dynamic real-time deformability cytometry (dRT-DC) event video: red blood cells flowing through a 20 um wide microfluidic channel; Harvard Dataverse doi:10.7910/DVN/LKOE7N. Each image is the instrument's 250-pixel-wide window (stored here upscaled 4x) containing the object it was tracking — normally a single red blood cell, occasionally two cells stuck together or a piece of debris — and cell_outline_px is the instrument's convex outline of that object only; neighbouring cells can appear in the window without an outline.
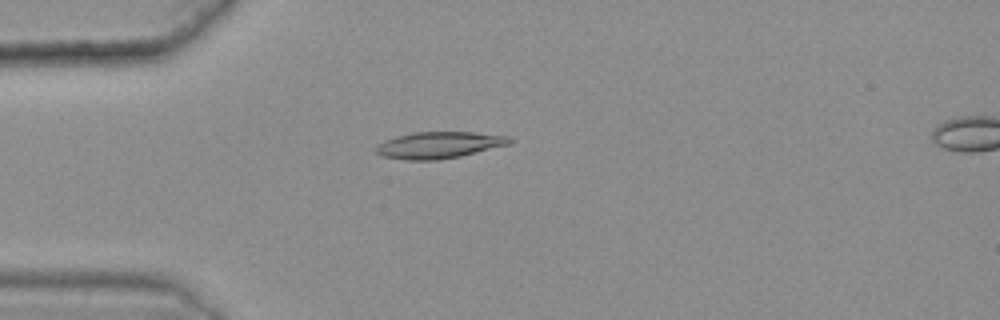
{"species": "common noctule bat (a hibernating species)", "species_latin": "Nyctalus noctula", "temperature_condition": "warm", "stored_images_in_passage": 7, "camera_frame_rate_fps": 3000, "um_per_image_px": 0.085, "animal": {"sex": "female", "body_mass_g": 25.1}, "frame": {"image": 1, "passage_image": 2, "time_ms": 0.333, "image_size_px": [1000, 320], "cell_outline_px": [[516, 140], [508, 144], [460, 156], [436, 160], [408, 160], [380, 156], [376, 152], [376, 144], [384, 140], [396, 136], [412, 132], [476, 132], [508, 136]], "centroid_in_image_um": [37.28, 12.32], "position_along_channel_um": 47.7, "area_um2": 20.75}}
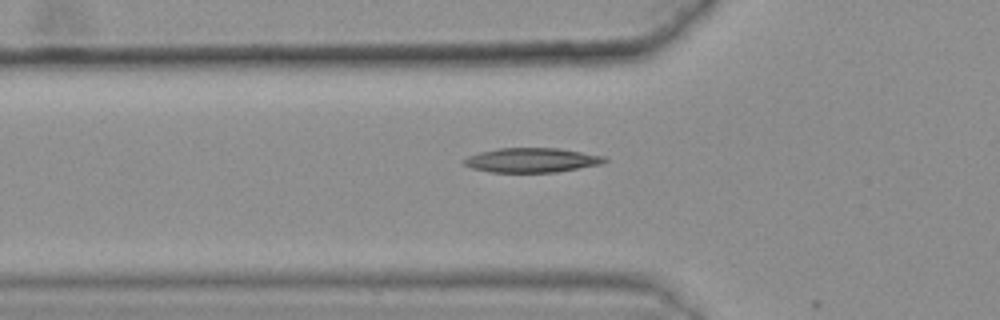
{"frame": {"image": 2, "passage_image": 6, "time_ms": 1.667, "image_size_px": [1000, 320], "cell_outline_px": [[608, 160], [600, 164], [556, 172], [492, 172], [472, 168], [464, 164], [464, 160], [468, 156], [480, 152], [500, 148], [560, 148], [604, 156]], "centroid_in_image_um": [45.2, 13.61], "position_along_channel_um": 80.6, "area_um2": 19.83}}